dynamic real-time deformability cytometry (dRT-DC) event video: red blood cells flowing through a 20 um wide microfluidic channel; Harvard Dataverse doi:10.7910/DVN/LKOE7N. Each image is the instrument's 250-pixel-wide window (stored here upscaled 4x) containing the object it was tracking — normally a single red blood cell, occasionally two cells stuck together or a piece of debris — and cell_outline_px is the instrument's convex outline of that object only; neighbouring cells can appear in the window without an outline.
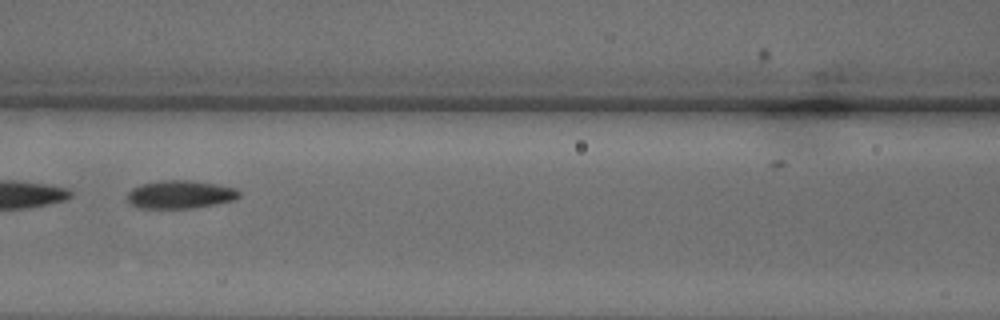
{"species": "common noctule bat (a hibernating species)", "species_latin": "Nyctalus noctula", "temperature_condition": "warm", "stored_images_in_passage": 23, "camera_frame_rate_fps": 3000, "um_per_image_px": 0.085, "animal": {"sex": "male", "body_mass_g": 18.8}, "frame": {"image": 1, "passage_image": 7, "time_ms": 2.0, "image_size_px": [1000, 320], "cell_outline_px": [[240, 196], [236, 200], [192, 208], [140, 208], [132, 204], [128, 200], [128, 192], [132, 188], [140, 184], [160, 180], [192, 180], [216, 184], [236, 188], [240, 192]], "centroid_in_image_um": [15.33, 16.52], "position_along_channel_um": 151.3, "area_um2": 18.38}}
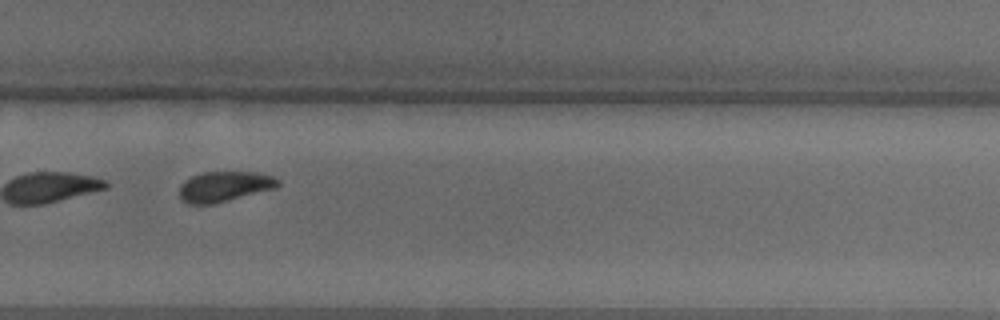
{"frame": {"image": 2, "passage_image": 16, "time_ms": 5.0, "image_size_px": [1000, 320], "cell_outline_px": [[280, 184], [276, 188], [212, 204], [188, 204], [180, 200], [180, 184], [184, 180], [200, 172], [256, 172], [272, 176], [280, 180]], "centroid_in_image_um": [19.05, 15.85], "position_along_channel_um": 310.7, "area_um2": 17.46}}